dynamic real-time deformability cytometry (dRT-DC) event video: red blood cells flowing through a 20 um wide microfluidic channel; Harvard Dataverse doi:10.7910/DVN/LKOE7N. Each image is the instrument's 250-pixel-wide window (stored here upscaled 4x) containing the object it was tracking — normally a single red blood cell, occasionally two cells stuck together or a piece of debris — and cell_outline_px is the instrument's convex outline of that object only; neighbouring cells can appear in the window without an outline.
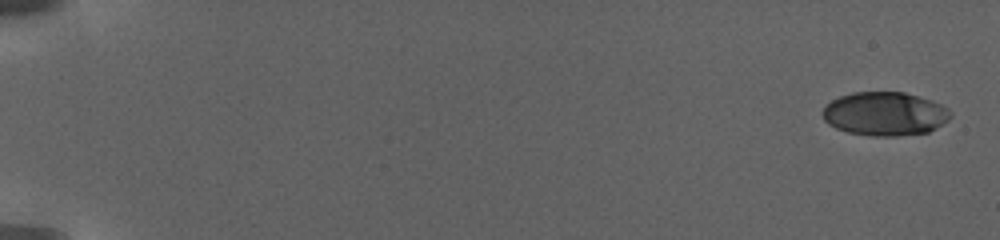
{"species": "human", "species_latin": "Homo sapiens", "temperature_condition": "warm", "stored_images_in_passage": 21, "camera_frame_rate_fps": 3000, "um_per_image_px": 0.085, "donor": {"sex": "female"}, "frame": {"image": 1, "passage_image": 1, "time_ms": 0.0, "image_size_px": [1000, 240], "cell_outline_px": [[952, 116], [948, 120], [936, 128], [928, 132], [896, 136], [872, 136], [848, 132], [836, 128], [828, 124], [824, 120], [824, 108], [832, 100], [840, 96], [852, 92], [904, 92], [940, 104], [948, 108], [952, 112]], "centroid_in_image_um": [75.22, 9.68], "position_along_channel_um": 9.8, "area_um2": 32.37}}
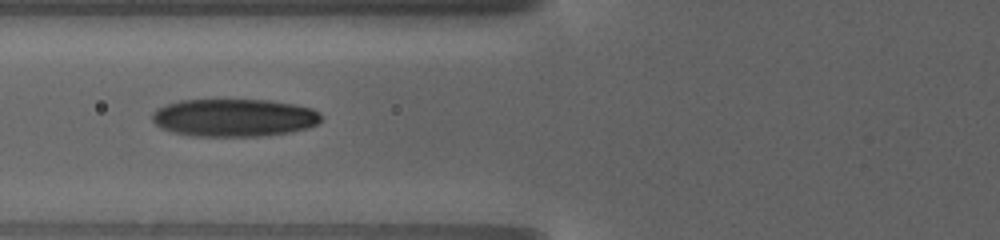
{"frame": {"image": 2, "passage_image": 15, "time_ms": 10.0, "image_size_px": [1000, 240], "cell_outline_px": [[320, 120], [316, 124], [308, 128], [292, 132], [264, 136], [192, 136], [172, 132], [160, 128], [152, 120], [152, 112], [156, 108], [180, 100], [268, 100], [292, 104], [312, 108], [320, 116]], "centroid_in_image_um": [19.86, 10.01], "position_along_channel_um": 105.9, "area_um2": 37.22}}
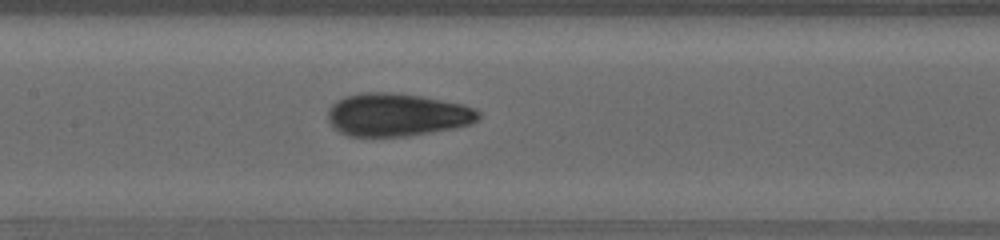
{"frame": {"image": 3, "passage_image": 21, "time_ms": 12.333, "image_size_px": [1000, 240], "cell_outline_px": [[480, 116], [476, 120], [468, 124], [456, 128], [408, 136], [348, 136], [340, 132], [328, 120], [328, 108], [336, 100], [344, 96], [364, 92], [392, 92], [420, 96], [464, 104], [480, 112]], "centroid_in_image_um": [33.72, 9.75], "position_along_channel_um": 173.7, "area_um2": 37.63}}